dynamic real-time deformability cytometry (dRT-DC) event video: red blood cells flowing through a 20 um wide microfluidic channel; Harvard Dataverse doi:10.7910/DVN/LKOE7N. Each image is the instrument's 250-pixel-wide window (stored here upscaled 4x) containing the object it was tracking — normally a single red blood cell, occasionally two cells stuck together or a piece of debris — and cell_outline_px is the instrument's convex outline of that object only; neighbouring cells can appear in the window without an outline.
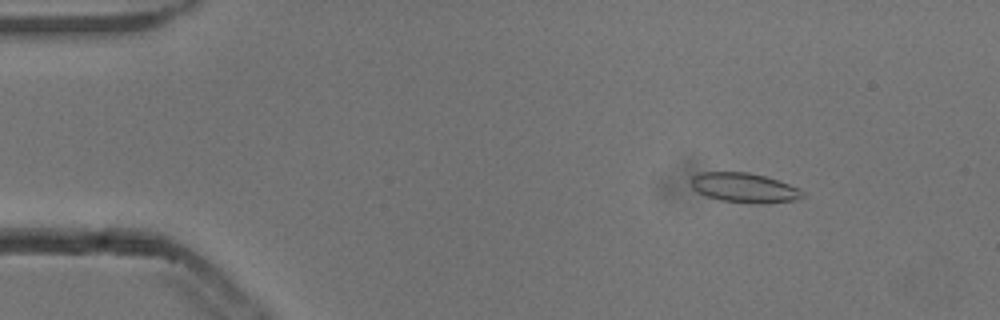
{"species": "common noctule bat (a hibernating species)", "species_latin": "Nyctalus noctula", "temperature_condition": "cold", "stored_images_in_passage": 53, "camera_frame_rate_fps": 3000, "um_per_image_px": 0.085, "animal": {"sex": "male", "body_mass_g": 13.3}, "frame": {"image": 1, "passage_image": 7, "time_ms": 2.0, "image_size_px": [1000, 320], "cell_outline_px": [[804, 196], [796, 200], [760, 204], [752, 204], [720, 200], [708, 196], [692, 188], [692, 176], [700, 172], [748, 172], [764, 176], [800, 188], [804, 192]], "centroid_in_image_um": [63.29, 15.96], "position_along_channel_um": 21.7, "area_um2": 19.19}}
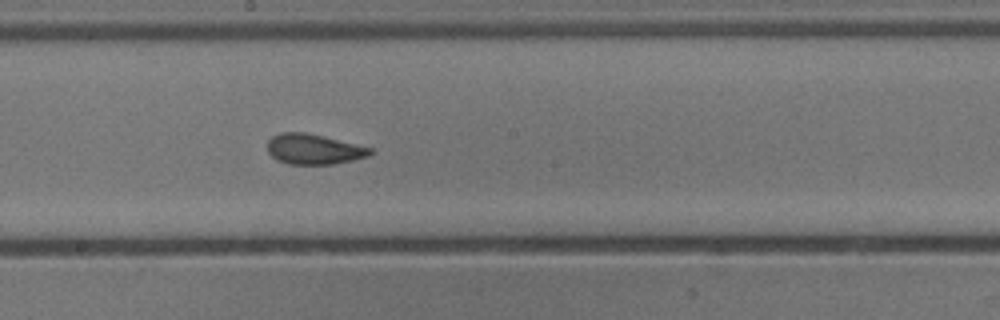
{"frame": {"image": 2, "passage_image": 29, "time_ms": 9.333, "image_size_px": [1000, 320], "cell_outline_px": [[376, 152], [368, 156], [352, 160], [332, 164], [288, 164], [276, 160], [268, 152], [268, 140], [272, 136], [280, 132], [304, 132], [372, 148]], "centroid_in_image_um": [26.65, 12.68], "position_along_channel_um": 221.5, "area_um2": 18.03}}
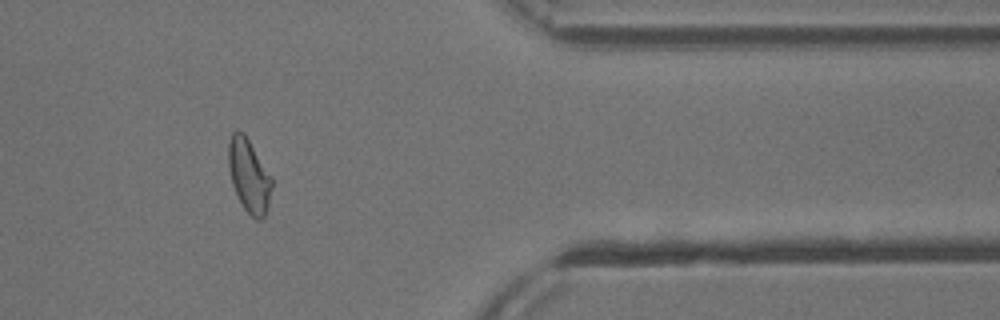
{"frame": {"image": 3, "passage_image": 44, "time_ms": 14.333, "image_size_px": [1000, 320], "cell_outline_px": [[272, 184], [268, 204], [264, 216], [260, 220], [256, 220], [244, 208], [232, 184], [228, 168], [228, 144], [232, 132], [236, 128], [244, 132], [272, 176]], "centroid_in_image_um": [21.15, 14.87], "position_along_channel_um": 390.3, "area_um2": 18.55}, "authors_computed_cell_mechanics": {"area_um2": 18.8428, "velocity_mm_per_s": 3.8309, "shape_relaxation_time_tau1_ms": 6.7717, "shape_relaxation_time_tau2_ms": 2.0103, "deformation_change_tau1": 0.1421, "deformation_change_tau2": 0.0466}}